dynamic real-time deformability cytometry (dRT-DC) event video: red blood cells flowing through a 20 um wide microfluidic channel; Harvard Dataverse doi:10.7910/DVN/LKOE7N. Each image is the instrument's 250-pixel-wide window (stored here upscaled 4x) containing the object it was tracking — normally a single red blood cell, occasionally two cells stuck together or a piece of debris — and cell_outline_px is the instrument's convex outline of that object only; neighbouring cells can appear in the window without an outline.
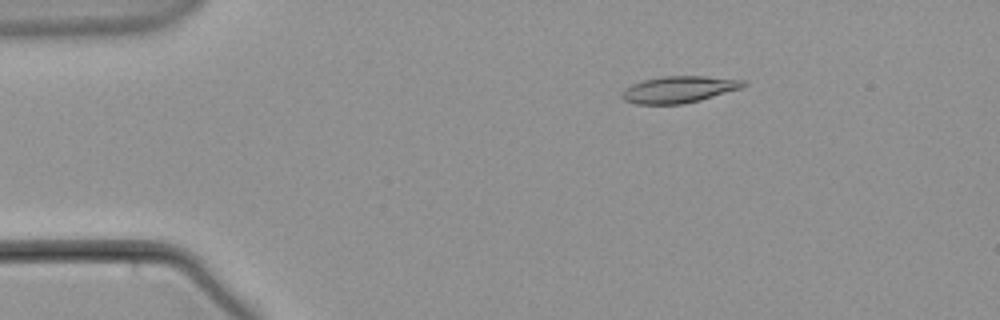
{"species": "common noctule bat (a hibernating species)", "species_latin": "Nyctalus noctula", "temperature_condition": "warm", "stored_images_in_passage": 59, "camera_frame_rate_fps": 3000, "um_per_image_px": 0.085, "animal": {"sex": "male", "body_mass_g": 21.5, "forearm_length_mm": 52.0}, "frame": {"image": 1, "passage_image": 10, "time_ms": 3.0, "image_size_px": [1000, 320], "cell_outline_px": [[748, 84], [740, 88], [700, 100], [684, 104], [636, 104], [624, 100], [620, 96], [624, 88], [632, 84], [644, 80], [664, 76], [704, 76], [744, 80]], "centroid_in_image_um": [57.68, 7.6], "position_along_channel_um": 27.3, "area_um2": 18.79}}
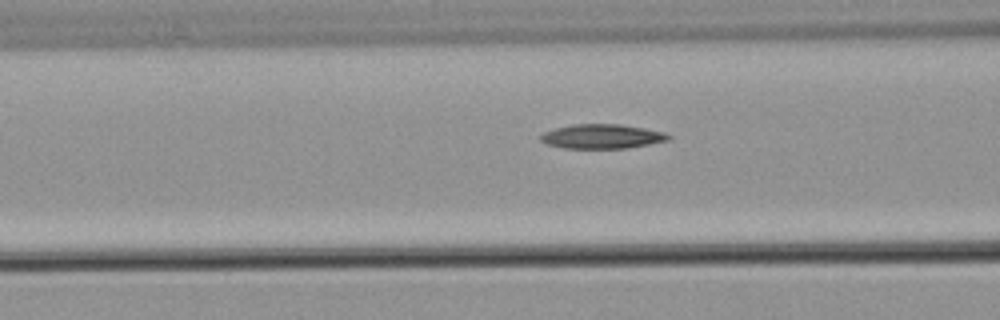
{"frame": {"image": 2, "passage_image": 23, "time_ms": 7.333, "image_size_px": [1000, 320], "cell_outline_px": [[672, 136], [668, 140], [628, 148], [564, 148], [548, 144], [540, 140], [540, 136], [544, 132], [556, 128], [572, 124], [620, 124], [644, 128], [664, 132]], "centroid_in_image_um": [51.17, 11.59], "position_along_channel_um": 115.4, "area_um2": 18.03}}
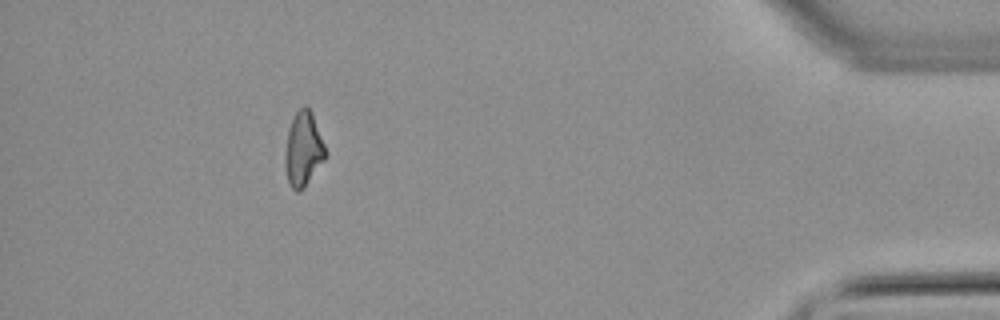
{"frame": {"image": 3, "passage_image": 53, "time_ms": 17.333, "image_size_px": [1000, 320], "cell_outline_px": [[324, 160], [304, 188], [300, 192], [296, 192], [288, 184], [284, 164], [284, 156], [288, 128], [296, 112], [304, 104], [312, 112], [324, 144]], "centroid_in_image_um": [25.74, 12.7], "position_along_channel_um": 409.5, "area_um2": 17.46}}